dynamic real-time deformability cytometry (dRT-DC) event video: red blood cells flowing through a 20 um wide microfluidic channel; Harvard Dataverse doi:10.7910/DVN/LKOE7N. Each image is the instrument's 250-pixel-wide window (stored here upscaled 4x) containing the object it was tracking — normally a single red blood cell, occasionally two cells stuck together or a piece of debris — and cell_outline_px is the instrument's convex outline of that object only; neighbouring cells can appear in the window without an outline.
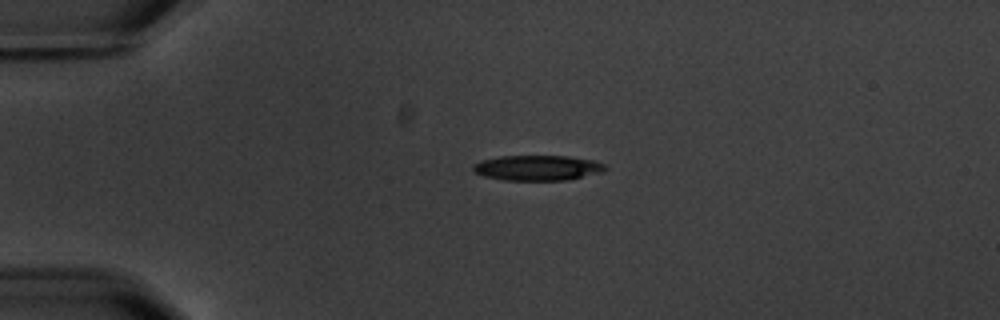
{"species": "common noctule bat (a hibernating species)", "species_latin": "Nyctalus noctula", "temperature_condition": "warm", "stored_images_in_passage": 4, "camera_frame_rate_fps": 3000, "um_per_image_px": 0.085, "animal": {"sex": "male", "body_mass_g": 20.1, "forearm_length_mm": 53.5}, "frame": {"image": 1, "passage_image": 3, "time_ms": 3.0, "image_size_px": [1000, 320], "cell_outline_px": [[608, 168], [604, 172], [564, 180], [504, 180], [484, 176], [476, 172], [472, 168], [472, 164], [480, 160], [500, 156], [568, 156], [596, 160], [604, 164]], "centroid_in_image_um": [45.71, 14.26], "position_along_channel_um": 39.3, "area_um2": 19.54}}